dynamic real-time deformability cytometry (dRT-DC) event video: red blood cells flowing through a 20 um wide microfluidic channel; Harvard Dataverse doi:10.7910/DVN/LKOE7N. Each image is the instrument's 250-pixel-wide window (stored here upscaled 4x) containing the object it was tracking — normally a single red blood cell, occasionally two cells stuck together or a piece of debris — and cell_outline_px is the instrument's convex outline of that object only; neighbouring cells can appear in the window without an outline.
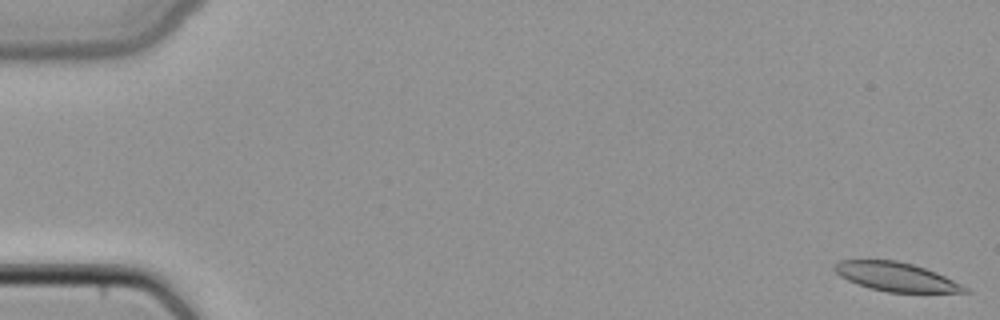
{"species": "common noctule bat (a hibernating species)", "species_latin": "Nyctalus noctula", "temperature_condition": "cold", "stored_images_in_passage": 12, "camera_frame_rate_fps": 3000, "um_per_image_px": 0.085, "animal": {"sex": "female", "body_mass_g": 22.7, "forearm_length_mm": 54.2}, "frame": {"image": 1, "passage_image": 1, "time_ms": 0.0, "image_size_px": [1000, 320], "cell_outline_px": [[972, 292], [888, 292], [868, 288], [848, 280], [840, 276], [832, 268], [840, 260], [896, 260], [912, 264], [936, 272], [968, 288]], "centroid_in_image_um": [76.14, 23.53], "position_along_channel_um": 8.9, "area_um2": 21.62}}